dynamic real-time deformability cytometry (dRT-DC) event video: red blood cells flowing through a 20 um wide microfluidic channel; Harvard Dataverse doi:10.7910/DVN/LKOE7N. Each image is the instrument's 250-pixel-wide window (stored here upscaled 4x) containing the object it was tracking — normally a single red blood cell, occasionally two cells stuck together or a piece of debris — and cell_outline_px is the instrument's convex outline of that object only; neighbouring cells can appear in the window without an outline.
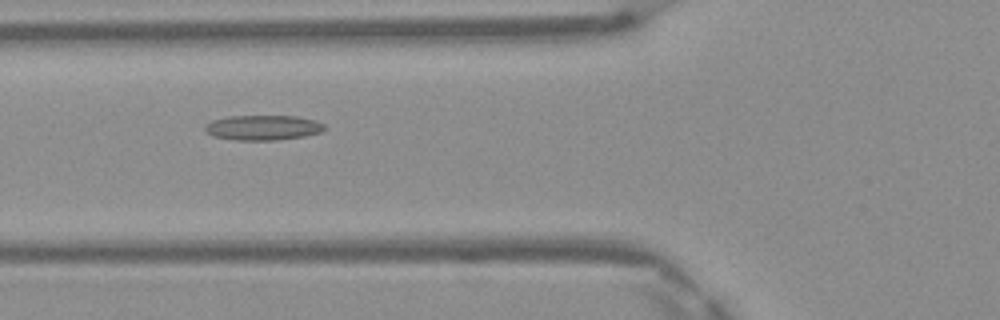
{"species": "Egyptian fruit bat (a non-hibernating species)", "species_latin": "Rousettus aegyptiacus", "temperature_condition": "warm", "stored_images_in_passage": 49, "camera_frame_rate_fps": 3000, "um_per_image_px": 0.085, "frame": {"image": 1, "passage_image": 19, "time_ms": 6.0, "image_size_px": [1000, 320], "cell_outline_px": [[328, 128], [320, 132], [304, 136], [276, 140], [236, 140], [212, 136], [204, 132], [204, 124], [212, 120], [228, 116], [296, 116], [316, 120], [324, 124]], "centroid_in_image_um": [22.33, 10.84], "position_along_channel_um": 103.5, "area_um2": 17.63}}
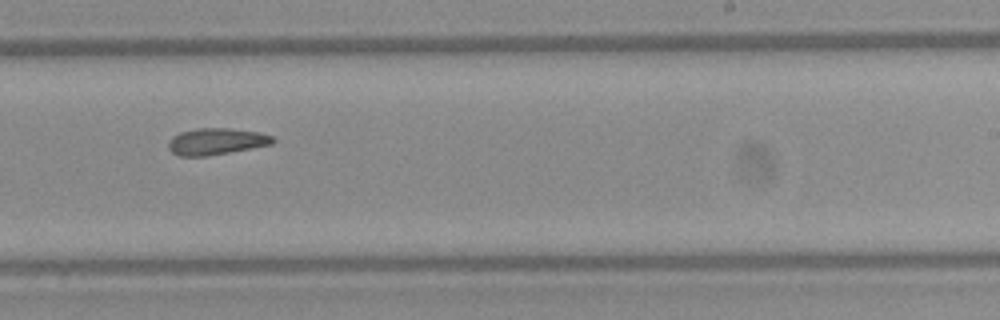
{"frame": {"image": 2, "passage_image": 31, "time_ms": 10.0, "image_size_px": [1000, 320], "cell_outline_px": [[276, 140], [272, 144], [252, 148], [208, 156], [180, 156], [172, 152], [168, 148], [168, 140], [172, 136], [180, 132], [196, 128], [232, 128], [260, 132], [272, 136]], "centroid_in_image_um": [18.38, 12.01], "position_along_channel_um": 270.6, "area_um2": 16.36}}
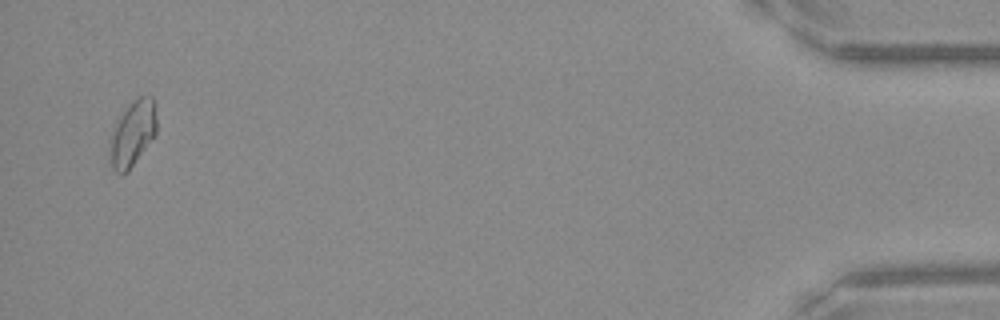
{"frame": {"image": 3, "passage_image": 48, "time_ms": 15.667, "image_size_px": [1000, 320], "cell_outline_px": [[156, 132], [128, 172], [120, 176], [112, 168], [112, 128], [120, 116], [140, 96], [152, 96], [156, 104]], "centroid_in_image_um": [11.31, 11.35], "position_along_channel_um": 423.9, "area_um2": 17.17}, "authors_computed_cell_mechanics": {"area_um2": 16.9354, "velocity_mm_per_s": 4.1705, "shape_relaxation_time_tau1_ms": null, "shape_relaxation_time_tau2_ms": 7.8849, "deformation_change_tau1": null, "deformation_change_tau2": 0.1923}}